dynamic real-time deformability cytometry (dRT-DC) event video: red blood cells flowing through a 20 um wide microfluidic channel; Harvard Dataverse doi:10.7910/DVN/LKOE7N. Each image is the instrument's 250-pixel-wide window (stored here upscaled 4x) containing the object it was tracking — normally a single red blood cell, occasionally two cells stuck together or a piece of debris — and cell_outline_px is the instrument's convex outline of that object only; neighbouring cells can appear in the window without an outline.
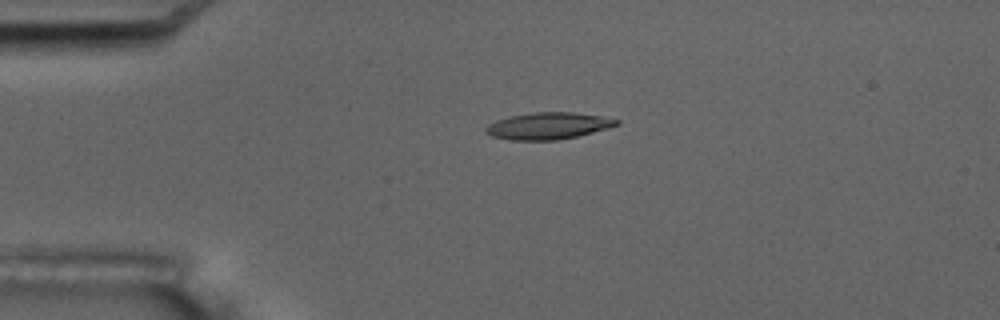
{"species": "common noctule bat (a hibernating species)", "species_latin": "Nyctalus noctula", "temperature_condition": "room temperature", "stored_images_in_passage": 2, "camera_frame_rate_fps": 3000, "um_per_image_px": 0.085, "animal": {"sex": "male", "body_mass_g": 17.5, "forearm_length_mm": 52.3}, "frame": {"image": 1, "passage_image": 1, "time_ms": 0.0, "image_size_px": [1000, 320], "cell_outline_px": [[620, 124], [608, 128], [576, 136], [556, 140], [512, 140], [492, 136], [484, 132], [484, 128], [488, 124], [496, 120], [512, 116], [532, 112], [572, 112], [600, 116], [620, 120]], "centroid_in_image_um": [46.57, 10.69], "position_along_channel_um": 38.4, "area_um2": 20.29}}